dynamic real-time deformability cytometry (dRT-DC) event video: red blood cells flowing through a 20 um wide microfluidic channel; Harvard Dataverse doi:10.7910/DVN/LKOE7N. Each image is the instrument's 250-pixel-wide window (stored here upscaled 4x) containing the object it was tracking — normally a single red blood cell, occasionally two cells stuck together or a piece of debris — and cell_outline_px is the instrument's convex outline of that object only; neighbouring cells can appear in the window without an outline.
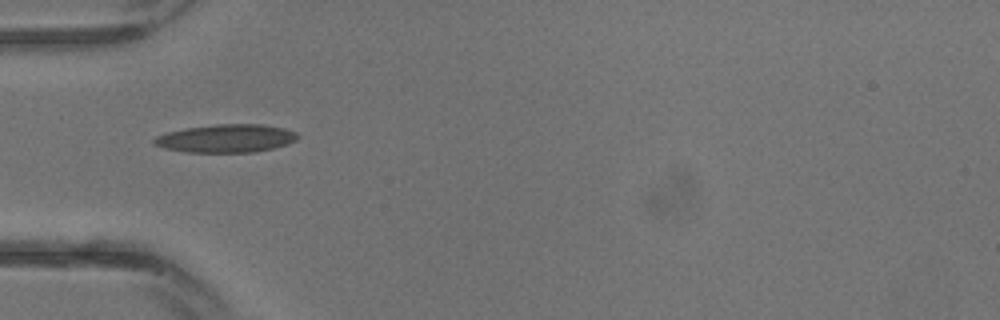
{"species": "common noctule bat (a hibernating species)", "species_latin": "Nyctalus noctula", "temperature_condition": "warm", "stored_images_in_passage": 21, "camera_frame_rate_fps": 3000, "um_per_image_px": 0.085, "animal": {"sex": "male", "body_mass_g": 13.3}, "frame": {"image": 1, "passage_image": 1, "time_ms": 0.0, "image_size_px": [1000, 320], "cell_outline_px": [[300, 136], [296, 140], [288, 144], [256, 152], [184, 152], [164, 148], [152, 144], [152, 140], [156, 136], [168, 132], [184, 128], [216, 124], [260, 124], [284, 128], [296, 132]], "centroid_in_image_um": [19.21, 11.76], "position_along_channel_um": 65.8, "area_um2": 23.64}}
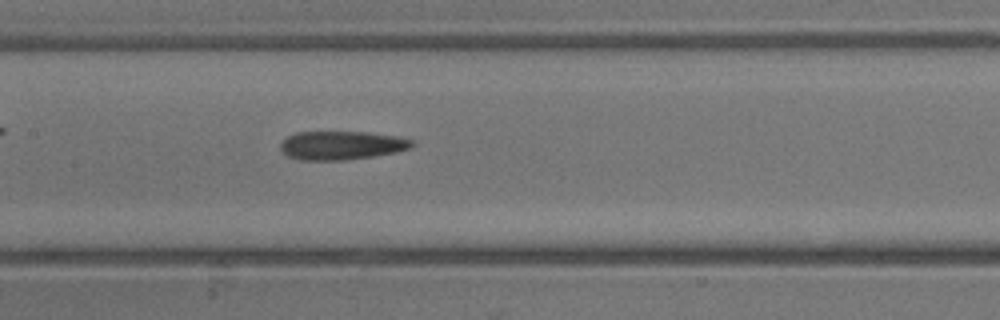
{"frame": {"image": 2, "passage_image": 6, "time_ms": 1.667, "image_size_px": [1000, 320], "cell_outline_px": [[416, 144], [412, 148], [396, 152], [372, 156], [344, 160], [300, 160], [288, 156], [280, 152], [280, 144], [288, 136], [296, 132], [368, 132], [396, 136], [412, 140]], "centroid_in_image_um": [29.03, 12.35], "position_along_channel_um": 178.4, "area_um2": 22.02}}
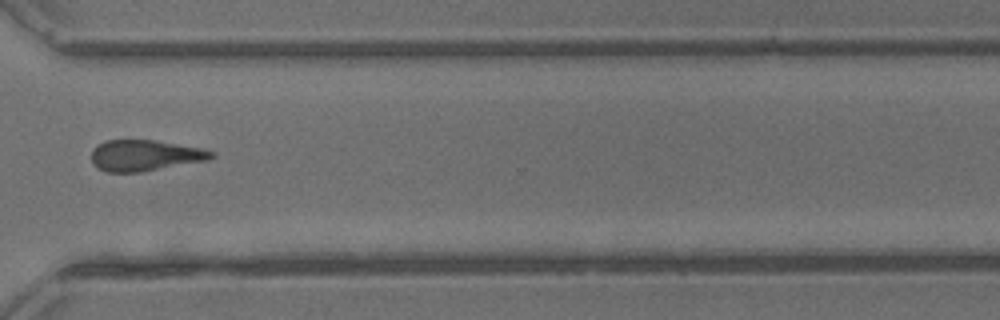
{"frame": {"image": 3, "passage_image": 14, "time_ms": 4.333, "image_size_px": [1000, 320], "cell_outline_px": [[216, 156], [208, 160], [140, 172], [108, 172], [96, 168], [92, 164], [92, 148], [108, 140], [152, 140], [200, 148], [212, 152]], "centroid_in_image_um": [12.28, 13.22], "position_along_channel_um": 358.3, "area_um2": 21.44}}